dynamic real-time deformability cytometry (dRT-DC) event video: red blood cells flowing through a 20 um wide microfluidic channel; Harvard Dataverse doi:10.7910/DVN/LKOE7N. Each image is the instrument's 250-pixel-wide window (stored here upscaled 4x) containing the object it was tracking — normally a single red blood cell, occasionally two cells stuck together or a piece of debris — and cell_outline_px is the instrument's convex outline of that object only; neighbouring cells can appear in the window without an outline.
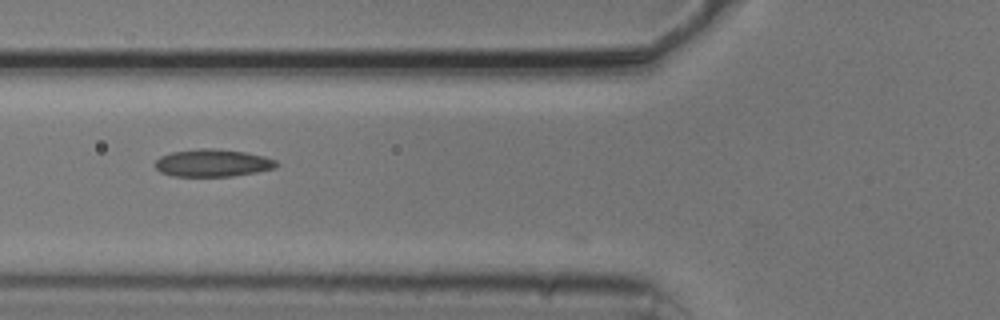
{"species": "common noctule bat (a hibernating species)", "species_latin": "Nyctalus noctula", "temperature_condition": "cold", "stored_images_in_passage": 5, "camera_frame_rate_fps": 3000, "um_per_image_px": 0.085, "animal": {"sex": "male", "body_mass_g": 20.5, "forearm_length_mm": 52.5}, "frame": {"image": 1, "passage_image": 3, "time_ms": 0.667, "image_size_px": [1000, 320], "cell_outline_px": [[280, 164], [276, 168], [256, 172], [232, 176], [172, 176], [160, 172], [156, 168], [156, 160], [160, 156], [172, 152], [200, 148], [212, 148], [244, 152], [264, 156], [276, 160]], "centroid_in_image_um": [18.09, 13.85], "position_along_channel_um": 107.7, "area_um2": 19.42}}